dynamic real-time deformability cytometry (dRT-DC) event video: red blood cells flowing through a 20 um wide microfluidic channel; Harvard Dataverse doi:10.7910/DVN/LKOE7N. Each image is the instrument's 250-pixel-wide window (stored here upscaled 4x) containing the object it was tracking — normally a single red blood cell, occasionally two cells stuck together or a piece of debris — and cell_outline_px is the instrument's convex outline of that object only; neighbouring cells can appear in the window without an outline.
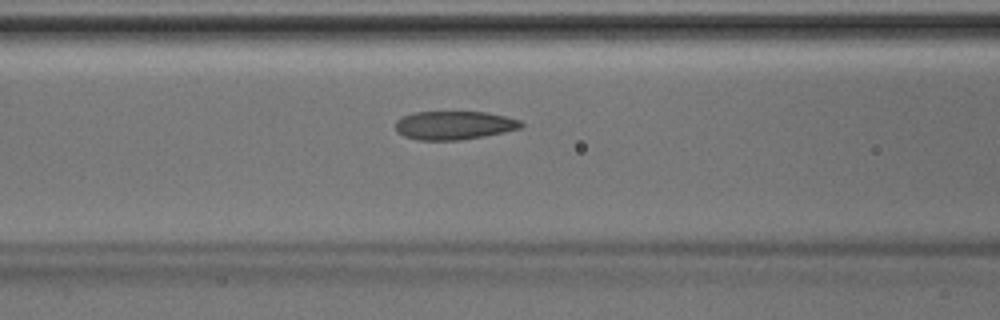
{"species": "Egyptian fruit bat (a non-hibernating species)", "species_latin": "Rousettus aegyptiacus", "temperature_condition": "room temperature", "stored_images_in_passage": 44, "camera_frame_rate_fps": 3000, "um_per_image_px": 0.085, "animal": {"sex": "male"}, "frame": {"image": 1, "passage_image": 19, "time_ms": 6.0, "image_size_px": [1000, 320], "cell_outline_px": [[524, 124], [520, 128], [504, 132], [484, 136], [460, 140], [416, 140], [404, 136], [396, 128], [396, 120], [400, 116], [416, 112], [484, 112], [504, 116], [520, 120]], "centroid_in_image_um": [38.58, 10.65], "position_along_channel_um": 128.0, "area_um2": 20.81}}
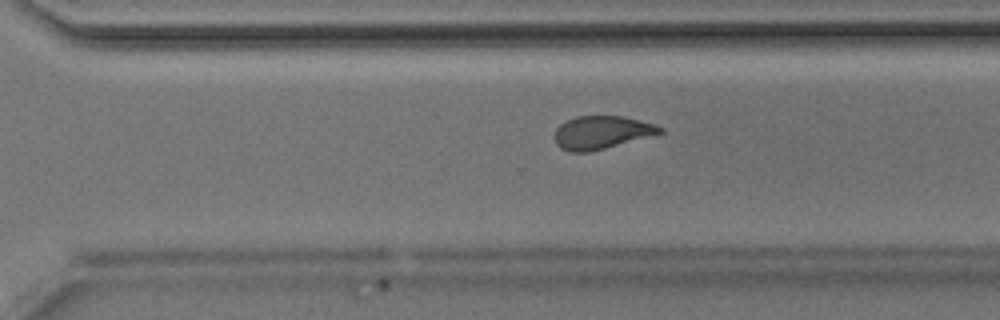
{"frame": {"image": 2, "passage_image": 32, "time_ms": 10.333, "image_size_px": [1000, 320], "cell_outline_px": [[664, 132], [604, 148], [588, 152], [568, 152], [560, 148], [556, 144], [556, 128], [560, 124], [576, 116], [624, 116], [656, 124], [664, 128]], "centroid_in_image_um": [51.14, 11.25], "position_along_channel_um": 319.5, "area_um2": 20.11}}
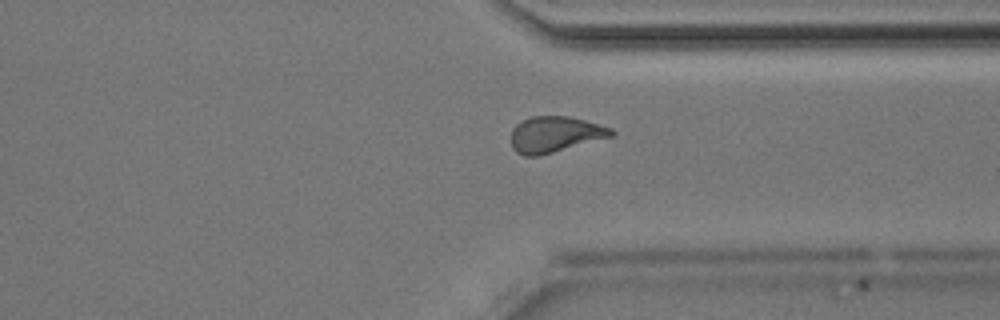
{"frame": {"image": 3, "passage_image": 35, "time_ms": 11.333, "image_size_px": [1000, 320], "cell_outline_px": [[616, 132], [612, 136], [552, 152], [536, 156], [524, 156], [516, 152], [512, 148], [512, 128], [516, 124], [532, 116], [568, 116], [584, 120], [612, 128]], "centroid_in_image_um": [47.16, 11.41], "position_along_channel_um": 364.2, "area_um2": 20.69}}